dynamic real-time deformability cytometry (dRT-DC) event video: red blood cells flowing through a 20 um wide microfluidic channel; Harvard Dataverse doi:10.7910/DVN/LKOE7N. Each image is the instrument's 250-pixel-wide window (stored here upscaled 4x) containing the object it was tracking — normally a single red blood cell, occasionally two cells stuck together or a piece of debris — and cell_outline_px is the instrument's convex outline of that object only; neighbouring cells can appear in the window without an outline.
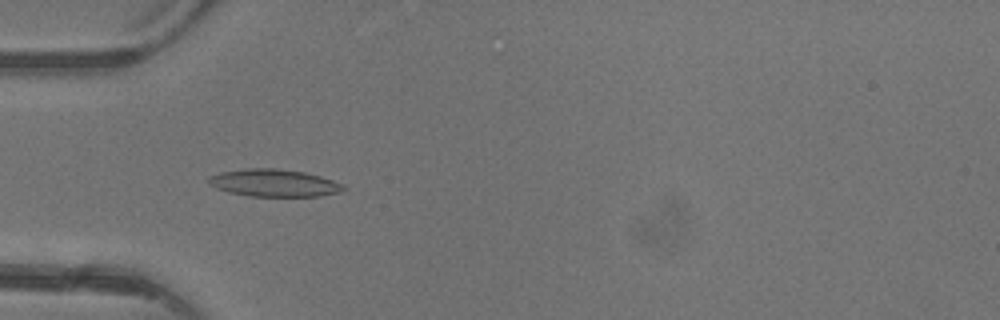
{"species": "common noctule bat (a hibernating species)", "species_latin": "Nyctalus noctula", "temperature_condition": "warm", "stored_images_in_passage": 4, "camera_frame_rate_fps": 3000, "um_per_image_px": 0.085, "animal": {"sex": "female"}, "frame": {"image": 1, "passage_image": 4, "time_ms": 3.667, "image_size_px": [1000, 320], "cell_outline_px": [[348, 188], [340, 192], [320, 196], [248, 196], [228, 192], [216, 188], [208, 184], [208, 176], [220, 172], [244, 168], [276, 168], [304, 172], [320, 176], [344, 184]], "centroid_in_image_um": [23.28, 15.55], "position_along_channel_um": 61.7, "area_um2": 21.73}}